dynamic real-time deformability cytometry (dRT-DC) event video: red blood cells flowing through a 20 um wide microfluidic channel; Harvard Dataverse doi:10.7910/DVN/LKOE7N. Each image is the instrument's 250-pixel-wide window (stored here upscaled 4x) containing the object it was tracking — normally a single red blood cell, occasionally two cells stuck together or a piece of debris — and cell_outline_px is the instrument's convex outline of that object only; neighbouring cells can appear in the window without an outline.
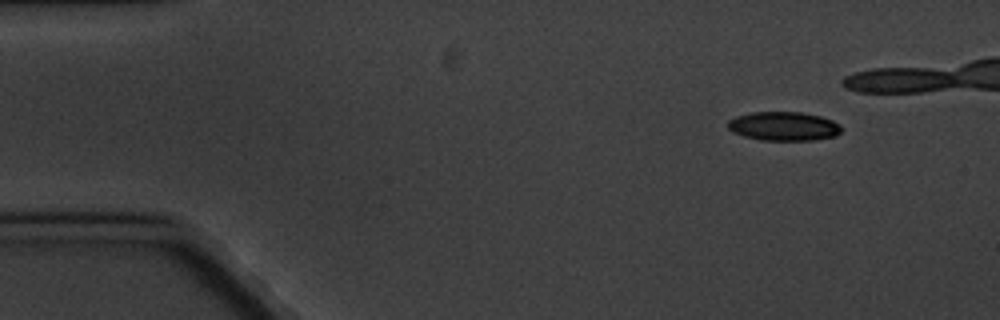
{"species": "common noctule bat (a hibernating species)", "species_latin": "Nyctalus noctula", "temperature_condition": "cold", "stored_images_in_passage": 5, "camera_frame_rate_fps": 3000, "um_per_image_px": 0.085, "animal": {"sex": "male", "body_mass_g": 20.1, "forearm_length_mm": 53.5}, "frame": {"image": 1, "passage_image": 1, "time_ms": 0.0, "image_size_px": [1000, 320], "cell_outline_px": [[840, 132], [836, 136], [816, 140], [760, 140], [744, 136], [732, 132], [728, 128], [728, 120], [736, 116], [752, 112], [800, 112], [820, 116], [832, 120], [840, 124]], "centroid_in_image_um": [66.61, 10.73], "position_along_channel_um": 18.4, "area_um2": 19.19}}